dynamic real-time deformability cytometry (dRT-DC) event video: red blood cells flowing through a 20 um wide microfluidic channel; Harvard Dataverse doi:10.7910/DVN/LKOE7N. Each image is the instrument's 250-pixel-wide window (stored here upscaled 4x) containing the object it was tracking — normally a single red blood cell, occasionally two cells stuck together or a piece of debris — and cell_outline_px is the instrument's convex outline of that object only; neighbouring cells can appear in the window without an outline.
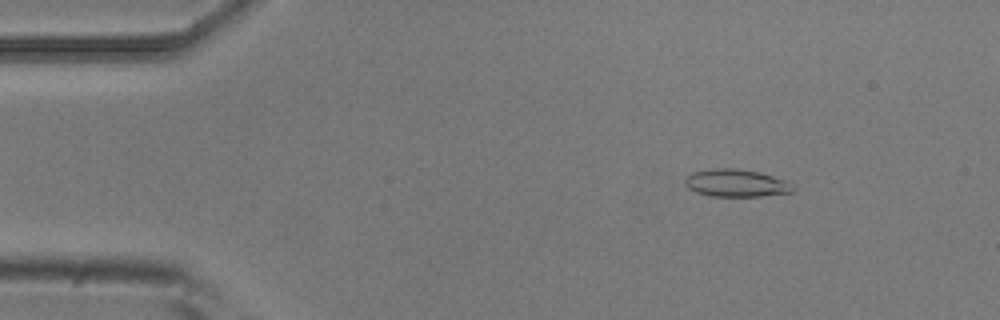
{"species": "common noctule bat (a hibernating species)", "species_latin": "Nyctalus noctula", "temperature_condition": "room temperature", "stored_images_in_passage": 4, "camera_frame_rate_fps": 3000, "um_per_image_px": 0.085, "animal": {"sex": "male", "body_mass_g": 20.5, "forearm_length_mm": 52.5}, "frame": {"image": 1, "passage_image": 1, "time_ms": 0.0, "image_size_px": [1000, 320], "cell_outline_px": [[796, 188], [792, 192], [760, 196], [708, 196], [696, 192], [688, 188], [684, 184], [684, 180], [692, 172], [712, 168], [736, 168], [760, 172], [788, 180]], "centroid_in_image_um": [62.59, 15.55], "position_along_channel_um": 22.4, "area_um2": 17.57}}